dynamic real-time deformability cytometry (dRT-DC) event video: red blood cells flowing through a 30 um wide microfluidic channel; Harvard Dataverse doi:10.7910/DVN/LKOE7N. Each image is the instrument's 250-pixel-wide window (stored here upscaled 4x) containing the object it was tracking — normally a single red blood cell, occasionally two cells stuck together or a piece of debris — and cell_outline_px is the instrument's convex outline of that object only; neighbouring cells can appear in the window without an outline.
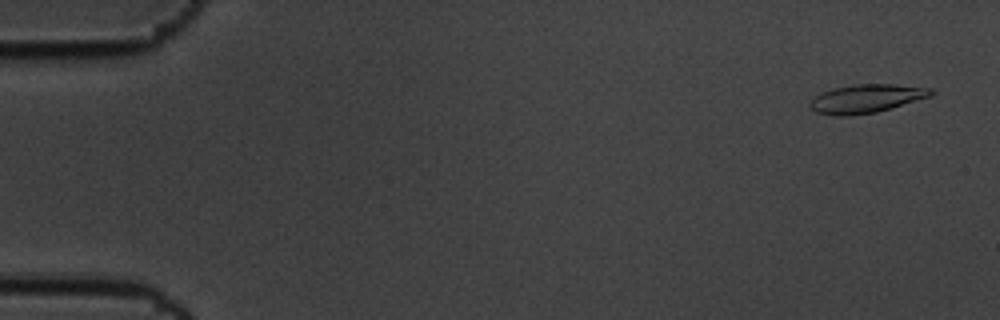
{"species": "common noctule bat (a hibernating species)", "species_latin": "Nyctalus noctula", "temperature_condition": "cold", "stored_images_in_passage": 59, "camera_frame_rate_fps": 3000, "um_per_image_px": 0.085, "animal": {"sex": "male", "body_mass_g": 19.5, "forearm_length_mm": 54.6}, "frame": {"image": 1, "passage_image": 3, "time_ms": 0.667, "image_size_px": [1000, 320], "cell_outline_px": [[936, 92], [932, 96], [892, 108], [876, 112], [848, 116], [832, 116], [816, 112], [808, 104], [816, 96], [832, 88], [856, 84], [892, 84], [932, 88]], "centroid_in_image_um": [73.68, 8.38], "position_along_channel_um": 11.3, "area_um2": 20.17}}
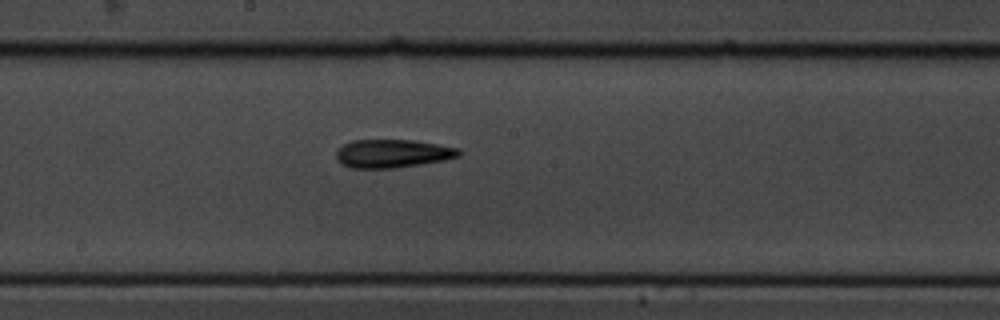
{"frame": {"image": 2, "passage_image": 32, "time_ms": 10.333, "image_size_px": [1000, 320], "cell_outline_px": [[464, 152], [460, 156], [444, 160], [396, 168], [352, 168], [340, 164], [336, 160], [336, 152], [344, 144], [352, 140], [412, 140], [460, 148]], "centroid_in_image_um": [33.38, 13.05], "position_along_channel_um": 214.8, "area_um2": 20.35}}
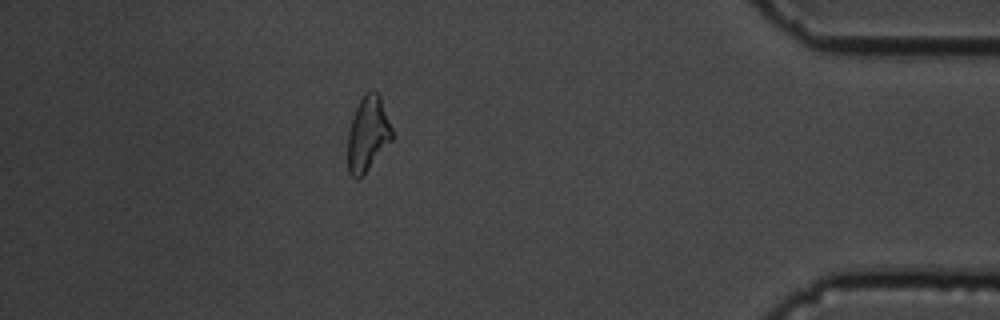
{"frame": {"image": 3, "passage_image": 52, "time_ms": 17.0, "image_size_px": [1000, 320], "cell_outline_px": [[392, 140], [368, 168], [356, 180], [348, 172], [348, 132], [356, 108], [364, 92], [368, 88], [372, 88], [380, 96], [392, 128]], "centroid_in_image_um": [31.26, 11.33], "position_along_channel_um": 403.9, "area_um2": 19.07}, "authors_computed_cell_mechanics": {"area_um2": 20.1722, "velocity_mm_per_s": 3.4503, "shape_relaxation_time_tau1_ms": 6.6649, "shape_relaxation_time_tau2_ms": 4.5516, "deformation_change_tau1": 0.1799, "deformation_change_tau2": 0.1412}}